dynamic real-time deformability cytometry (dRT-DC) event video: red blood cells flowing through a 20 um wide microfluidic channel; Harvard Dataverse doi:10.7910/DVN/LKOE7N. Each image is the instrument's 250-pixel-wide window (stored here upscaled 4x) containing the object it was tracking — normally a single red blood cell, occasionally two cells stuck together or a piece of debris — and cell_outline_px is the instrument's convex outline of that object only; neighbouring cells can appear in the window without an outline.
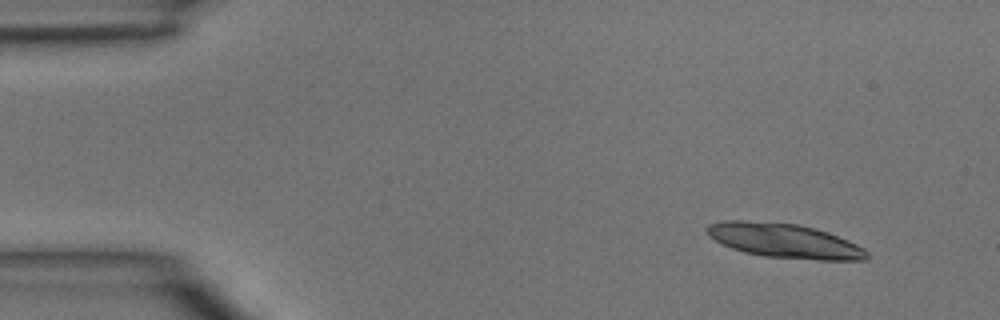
{"species": "common noctule bat (a hibernating species)", "species_latin": "Nyctalus noctula", "temperature_condition": "room temperature", "stored_images_in_passage": 16, "camera_frame_rate_fps": 3000, "um_per_image_px": 0.085, "animal": {"sex": "male", "body_mass_g": 15.6}, "frame": {"image": 1, "passage_image": 1, "time_ms": 0.0, "image_size_px": [1000, 320], "cell_outline_px": [[868, 260], [820, 260], [764, 256], [744, 252], [720, 244], [708, 236], [704, 228], [708, 224], [724, 220], [744, 220], [800, 224], [828, 232], [848, 240], [864, 248], [868, 252]], "centroid_in_image_um": [66.64, 20.46], "position_along_channel_um": 18.4, "area_um2": 32.31}}